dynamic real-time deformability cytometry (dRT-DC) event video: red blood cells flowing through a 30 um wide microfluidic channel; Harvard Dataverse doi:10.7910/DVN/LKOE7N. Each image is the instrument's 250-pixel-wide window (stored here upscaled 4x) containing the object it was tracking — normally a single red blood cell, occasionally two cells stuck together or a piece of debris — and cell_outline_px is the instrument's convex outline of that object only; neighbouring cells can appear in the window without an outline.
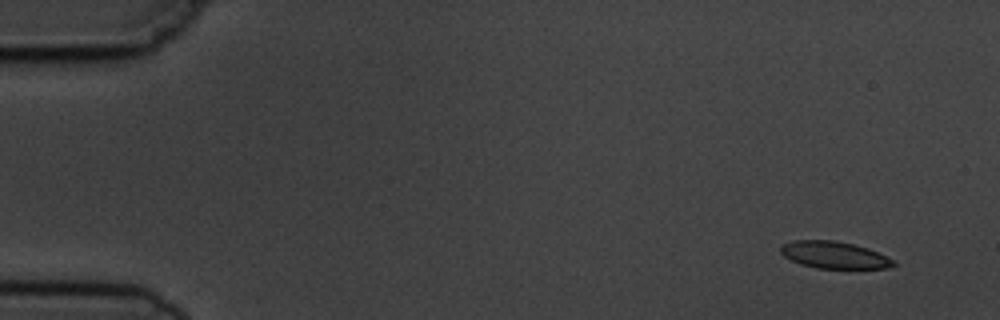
{"species": "common noctule bat (a hibernating species)", "species_latin": "Nyctalus noctula", "temperature_condition": "cold", "stored_images_in_passage": 7, "camera_frame_rate_fps": 3000, "um_per_image_px": 0.085, "animal": {"sex": "male", "body_mass_g": 19.5, "forearm_length_mm": 54.6}, "frame": {"image": 1, "passage_image": 1, "time_ms": 0.0, "image_size_px": [1000, 320], "cell_outline_px": [[896, 264], [888, 268], [816, 268], [800, 264], [784, 256], [780, 252], [780, 244], [792, 240], [836, 240], [868, 248], [892, 260]], "centroid_in_image_um": [70.83, 21.66], "position_along_channel_um": 14.2, "area_um2": 17.63}}
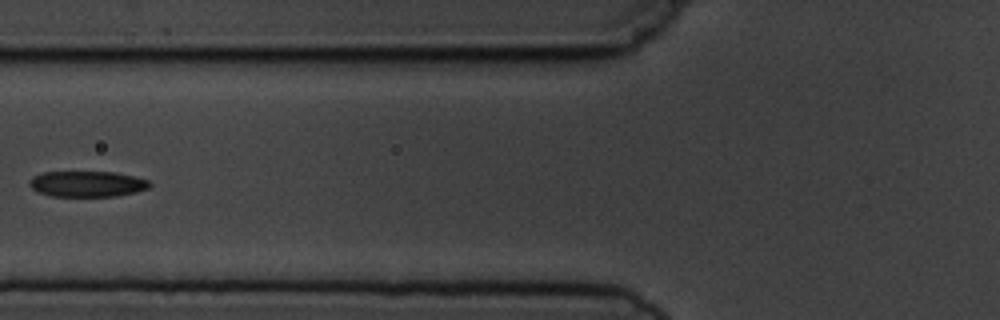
{"frame": {"image": 2, "passage_image": 6, "time_ms": 6.0, "image_size_px": [1000, 320], "cell_outline_px": [[152, 184], [148, 188], [136, 192], [116, 196], [52, 196], [36, 192], [28, 184], [28, 180], [32, 176], [40, 172], [116, 172], [148, 180]], "centroid_in_image_um": [7.36, 15.63], "position_along_channel_um": 118.4, "area_um2": 18.21}}
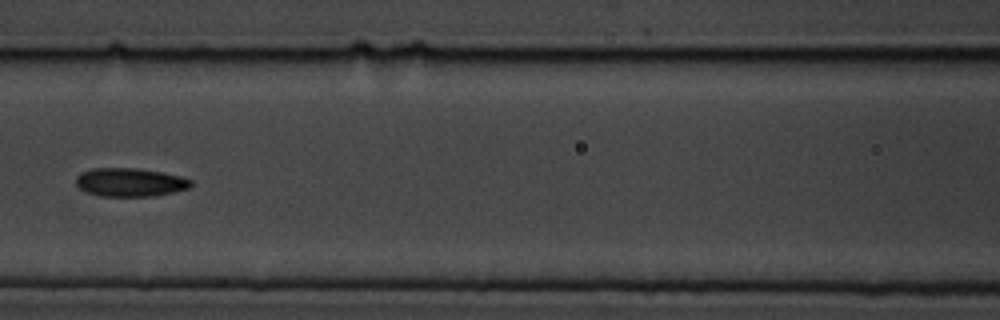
{"frame": {"image": 3, "passage_image": 7, "time_ms": 7.0, "image_size_px": [1000, 320], "cell_outline_px": [[192, 184], [188, 188], [176, 192], [156, 196], [100, 196], [88, 192], [80, 188], [76, 184], [76, 176], [80, 172], [92, 168], [136, 168], [160, 172], [180, 176], [192, 180]], "centroid_in_image_um": [11.05, 15.49], "position_along_channel_um": 155.5, "area_um2": 19.13}}